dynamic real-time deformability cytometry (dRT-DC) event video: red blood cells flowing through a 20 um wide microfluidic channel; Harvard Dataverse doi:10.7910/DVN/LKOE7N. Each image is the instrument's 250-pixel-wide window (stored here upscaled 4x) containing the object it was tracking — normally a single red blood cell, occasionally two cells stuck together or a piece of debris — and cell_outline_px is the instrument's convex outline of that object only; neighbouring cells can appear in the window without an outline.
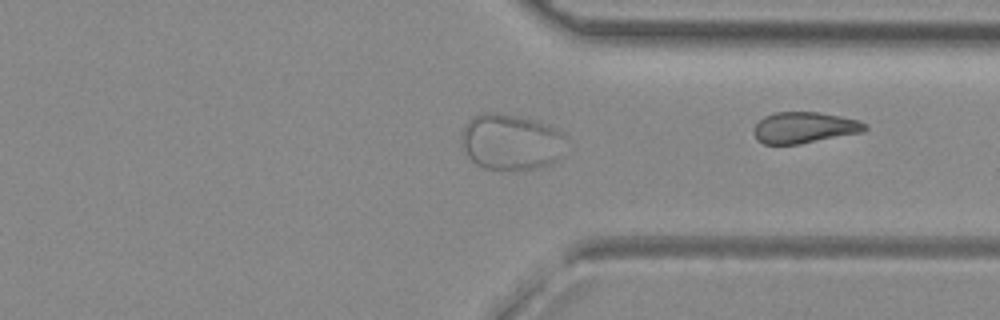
{"species": "common noctule bat (a hibernating species)", "species_latin": "Nyctalus noctula", "temperature_condition": "room temperature", "stored_images_in_passage": 39, "camera_frame_rate_fps": 3000, "um_per_image_px": 0.085, "animal": {"sex": "female", "body_mass_g": 29.2, "forearm_length_mm": 56.3}, "frame": {"image": 1, "passage_image": 39, "time_ms": 12.667, "image_size_px": [1000, 320], "cell_outline_px": [[868, 128], [864, 132], [800, 144], [764, 144], [756, 140], [752, 132], [756, 124], [764, 116], [776, 112], [820, 112], [860, 120], [868, 124]], "centroid_in_image_um": [68.39, 10.85], "position_along_channel_um": 343.0, "area_um2": 20.46}}